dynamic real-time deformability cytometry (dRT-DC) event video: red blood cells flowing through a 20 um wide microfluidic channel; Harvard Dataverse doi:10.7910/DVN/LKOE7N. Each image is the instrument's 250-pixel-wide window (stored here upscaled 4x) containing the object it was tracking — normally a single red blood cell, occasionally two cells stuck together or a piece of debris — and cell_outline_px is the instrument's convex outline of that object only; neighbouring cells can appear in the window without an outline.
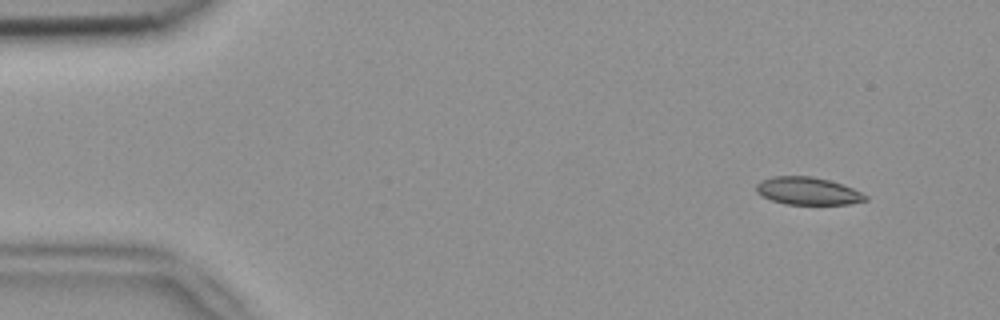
{"species": "common noctule bat (a hibernating species)", "species_latin": "Nyctalus noctula", "temperature_condition": "room temperature", "stored_images_in_passage": 2, "camera_frame_rate_fps": 3000, "um_per_image_px": 0.085, "animal": {"sex": "female", "body_mass_g": 18.4}, "frame": {"image": 1, "passage_image": 1, "time_ms": 0.0, "image_size_px": [1000, 320], "cell_outline_px": [[868, 200], [848, 204], [784, 204], [772, 200], [756, 192], [756, 184], [760, 180], [772, 176], [812, 176], [828, 180], [852, 188], [868, 196]], "centroid_in_image_um": [68.64, 16.23], "position_along_channel_um": 16.4, "area_um2": 17.46}}